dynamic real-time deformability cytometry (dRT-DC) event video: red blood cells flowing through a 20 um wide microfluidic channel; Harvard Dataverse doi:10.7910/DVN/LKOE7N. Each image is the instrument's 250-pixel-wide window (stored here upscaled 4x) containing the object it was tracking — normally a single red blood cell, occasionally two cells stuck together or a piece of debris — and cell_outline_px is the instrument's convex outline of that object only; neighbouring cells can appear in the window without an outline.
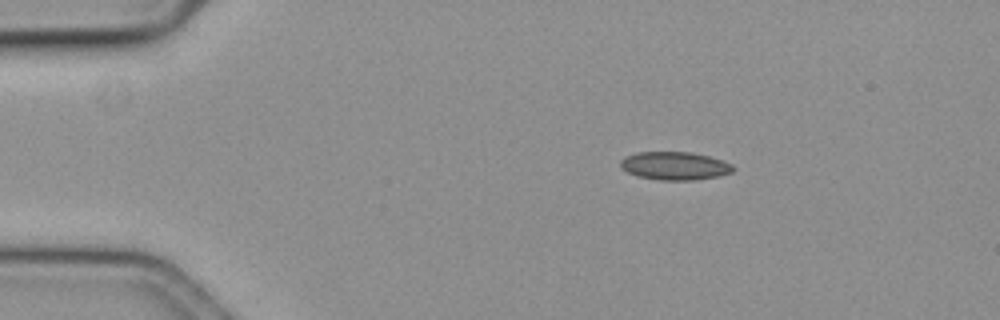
{"species": "common noctule bat (a hibernating species)", "species_latin": "Nyctalus noctula", "temperature_condition": "cold", "stored_images_in_passage": 44, "camera_frame_rate_fps": 3000, "um_per_image_px": 0.085, "animal": {"sex": "female", "body_mass_g": 19.3, "forearm_length_mm": 54.1}, "frame": {"image": 1, "passage_image": 1, "time_ms": 0.0, "image_size_px": [1000, 320], "cell_outline_px": [[736, 168], [732, 172], [716, 176], [696, 180], [660, 180], [636, 176], [628, 172], [620, 164], [620, 160], [624, 156], [636, 152], [692, 152], [708, 156], [732, 164]], "centroid_in_image_um": [57.34, 14.09], "position_along_channel_um": 27.7, "area_um2": 18.44}}
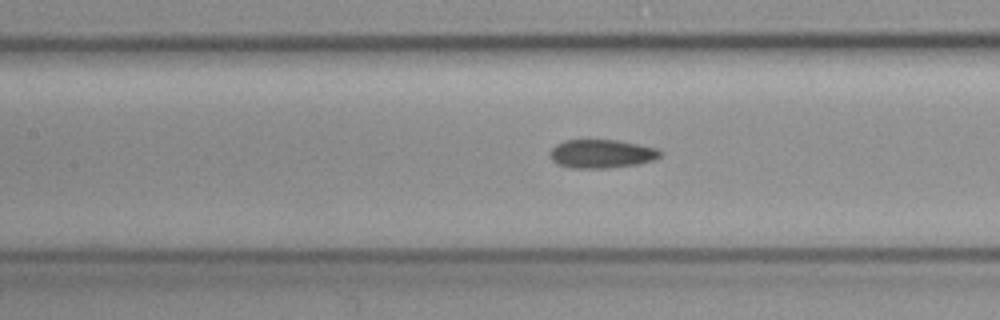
{"frame": {"image": 2, "passage_image": 17, "time_ms": 5.333, "image_size_px": [1000, 320], "cell_outline_px": [[664, 152], [656, 160], [640, 164], [608, 168], [568, 168], [556, 164], [552, 160], [548, 152], [556, 144], [564, 140], [620, 140], [656, 148]], "centroid_in_image_um": [51.14, 13.08], "position_along_channel_um": 156.3, "area_um2": 18.73}}
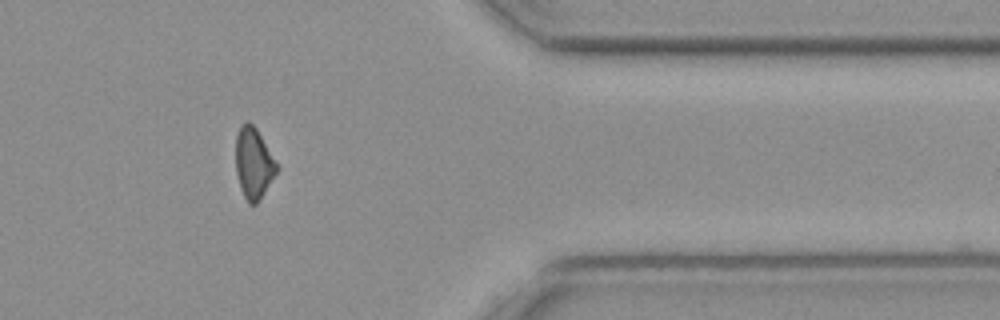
{"frame": {"image": 3, "passage_image": 38, "time_ms": 12.333, "image_size_px": [1000, 320], "cell_outline_px": [[280, 168], [260, 200], [256, 204], [248, 204], [240, 188], [236, 172], [236, 136], [240, 124], [248, 120], [256, 128]], "centroid_in_image_um": [21.56, 13.88], "position_along_channel_um": 389.8, "area_um2": 17.11}, "authors_computed_cell_mechanics": {"area_um2": 18.0625, "velocity_mm_per_s": 3.64, "shape_relaxation_time_tau1_ms": null, "shape_relaxation_time_tau2_ms": 5.3992, "deformation_change_tau1": null, "deformation_change_tau2": 0.1093}}